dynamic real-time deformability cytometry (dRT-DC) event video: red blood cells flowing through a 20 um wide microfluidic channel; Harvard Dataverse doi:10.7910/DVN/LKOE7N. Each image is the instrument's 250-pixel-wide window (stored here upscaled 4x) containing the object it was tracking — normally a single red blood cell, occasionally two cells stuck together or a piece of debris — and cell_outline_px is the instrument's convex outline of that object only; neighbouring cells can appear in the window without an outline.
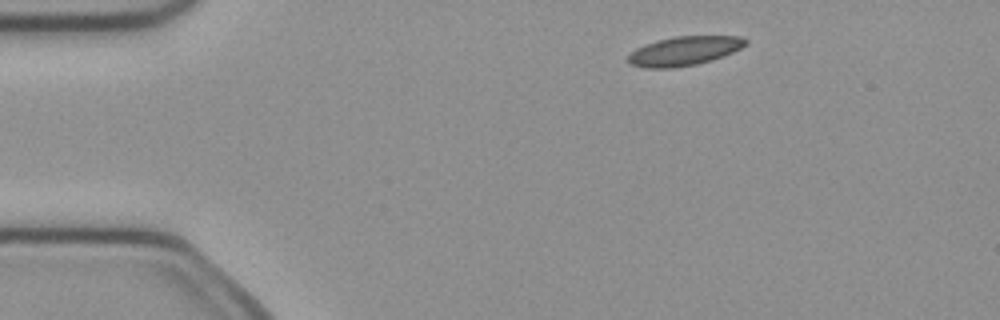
{"species": "common noctule bat (a hibernating species)", "species_latin": "Nyctalus noctula", "temperature_condition": "cold", "stored_images_in_passage": 4, "camera_frame_rate_fps": 3000, "um_per_image_px": 0.085, "animal": {"sex": "female", "body_mass_g": 21.9}, "frame": {"image": 1, "passage_image": 1, "time_ms": 0.0, "image_size_px": [1000, 320], "cell_outline_px": [[748, 44], [724, 56], [712, 60], [696, 64], [672, 68], [644, 68], [628, 64], [628, 56], [636, 48], [644, 44], [656, 40], [676, 36], [740, 36], [748, 40]], "centroid_in_image_um": [58.15, 4.33], "position_along_channel_um": 26.9, "area_um2": 20.06}}
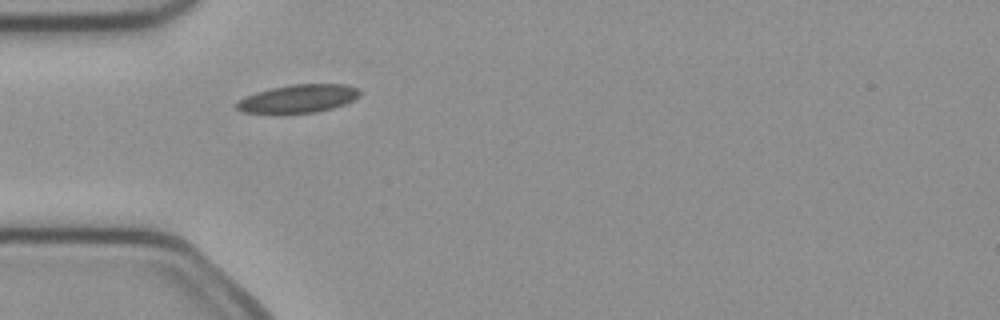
{"frame": {"image": 2, "passage_image": 3, "time_ms": 0.667, "image_size_px": [1000, 320], "cell_outline_px": [[360, 96], [344, 104], [332, 108], [316, 112], [284, 116], [272, 116], [240, 112], [232, 104], [236, 100], [244, 96], [256, 92], [272, 88], [292, 84], [344, 84], [356, 88], [360, 92]], "centroid_in_image_um": [25.19, 8.45], "position_along_channel_um": 59.8, "area_um2": 21.27}}